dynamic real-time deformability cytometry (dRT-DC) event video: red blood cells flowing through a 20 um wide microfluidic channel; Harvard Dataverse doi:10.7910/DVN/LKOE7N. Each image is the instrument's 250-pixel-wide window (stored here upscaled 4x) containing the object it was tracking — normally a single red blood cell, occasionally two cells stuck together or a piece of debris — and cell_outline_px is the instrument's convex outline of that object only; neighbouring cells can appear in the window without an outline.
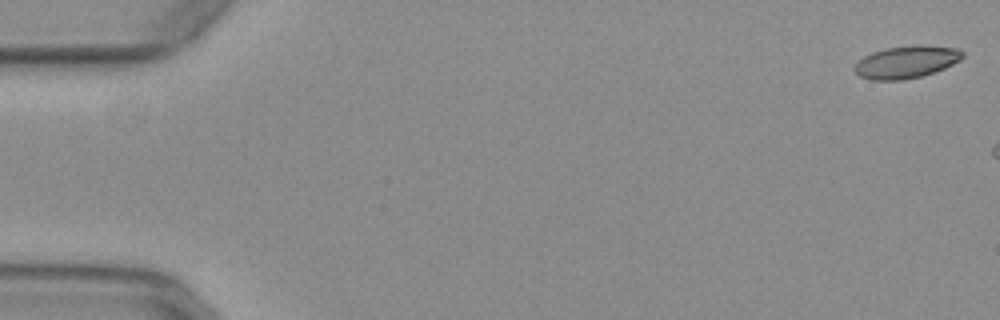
{"species": "common noctule bat (a hibernating species)", "species_latin": "Nyctalus noctula", "temperature_condition": "warm", "stored_images_in_passage": 7, "camera_frame_rate_fps": 3000, "um_per_image_px": 0.085, "animal": {"sex": "female", "body_mass_g": 29.2, "forearm_length_mm": 56.3}, "frame": {"image": 1, "passage_image": 1, "time_ms": 0.0, "image_size_px": [1000, 320], "cell_outline_px": [[964, 56], [960, 60], [944, 68], [920, 76], [904, 80], [872, 80], [860, 76], [852, 68], [864, 56], [872, 52], [884, 48], [916, 44], [920, 44], [956, 48], [964, 52]], "centroid_in_image_um": [77.03, 5.25], "position_along_channel_um": 8.0, "area_um2": 20.4}}